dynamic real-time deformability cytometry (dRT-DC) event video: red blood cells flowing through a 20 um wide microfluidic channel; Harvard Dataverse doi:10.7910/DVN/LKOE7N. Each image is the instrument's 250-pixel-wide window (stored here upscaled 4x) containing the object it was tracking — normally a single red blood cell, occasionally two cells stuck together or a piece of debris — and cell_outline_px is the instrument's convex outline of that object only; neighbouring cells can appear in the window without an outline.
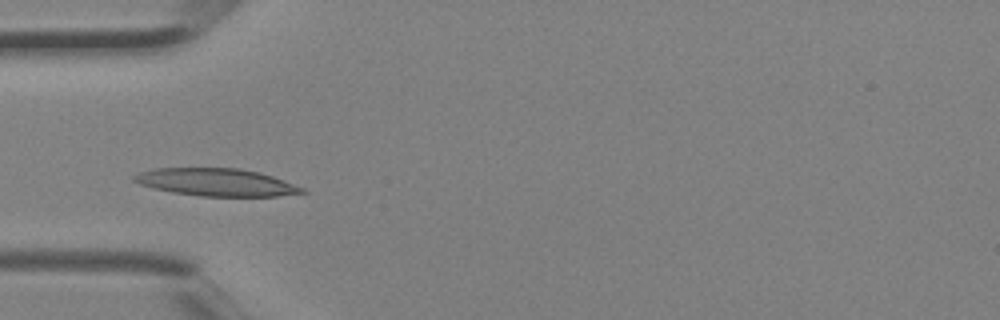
{"species": "Egyptian fruit bat (a non-hibernating species)", "species_latin": "Rousettus aegyptiacus", "temperature_condition": "room temperature", "stored_images_in_passage": 3, "camera_frame_rate_fps": 3000, "um_per_image_px": 0.085, "animal": {"sex": "female"}, "frame": {"image": 1, "passage_image": 3, "time_ms": 0.667, "image_size_px": [1000, 320], "cell_outline_px": [[308, 192], [276, 196], [200, 196], [172, 192], [140, 184], [132, 180], [132, 176], [140, 172], [152, 168], [240, 168], [260, 172], [272, 176], [304, 188]], "centroid_in_image_um": [18.38, 15.48], "position_along_channel_um": 66.6, "area_um2": 26.88}}